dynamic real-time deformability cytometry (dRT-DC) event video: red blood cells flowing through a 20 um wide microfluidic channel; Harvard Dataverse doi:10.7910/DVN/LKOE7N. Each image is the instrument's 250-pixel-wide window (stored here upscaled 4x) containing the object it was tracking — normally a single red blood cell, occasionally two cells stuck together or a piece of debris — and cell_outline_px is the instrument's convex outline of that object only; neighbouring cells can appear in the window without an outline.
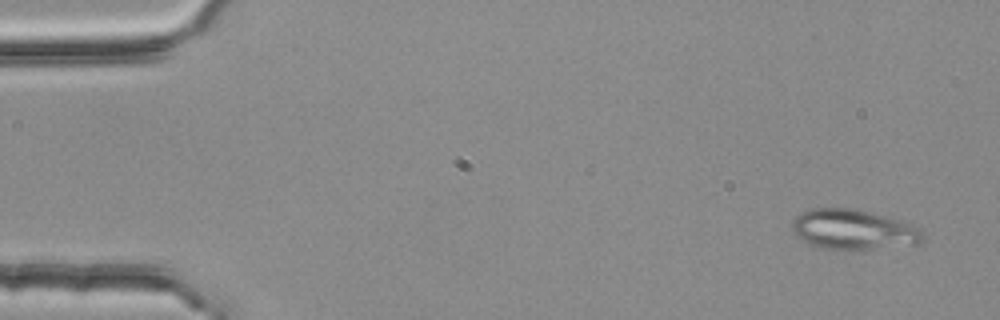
{"species": "common noctule bat (a hibernating species)", "species_latin": "Nyctalus noctula", "temperature_condition": "room temperature", "stored_images_in_passage": 4, "camera_frame_rate_fps": 3000, "um_per_image_px": 0.085, "animal": {"sex": "female", "body_mass_g": 25.1}, "frame": {"image": 1, "passage_image": 1, "time_ms": 0.0, "image_size_px": [1000, 320], "cell_outline_px": [[924, 240], [916, 244], [836, 252], [820, 248], [796, 236], [792, 232], [792, 220], [800, 212], [812, 208], [852, 208], [904, 220], [920, 228], [924, 236]], "centroid_in_image_um": [72.52, 19.52], "position_along_channel_um": 12.5, "area_um2": 31.15}}